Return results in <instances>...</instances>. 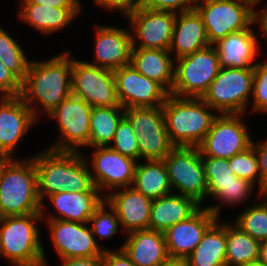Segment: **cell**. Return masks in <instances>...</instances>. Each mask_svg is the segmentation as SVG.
I'll return each instance as SVG.
<instances>
[{
    "label": "cell",
    "instance_id": "cell-29",
    "mask_svg": "<svg viewBox=\"0 0 267 266\" xmlns=\"http://www.w3.org/2000/svg\"><path fill=\"white\" fill-rule=\"evenodd\" d=\"M187 260L190 266H227L226 223L217 219L206 230Z\"/></svg>",
    "mask_w": 267,
    "mask_h": 266
},
{
    "label": "cell",
    "instance_id": "cell-41",
    "mask_svg": "<svg viewBox=\"0 0 267 266\" xmlns=\"http://www.w3.org/2000/svg\"><path fill=\"white\" fill-rule=\"evenodd\" d=\"M197 0H143L138 6L148 10H162L173 13L195 9Z\"/></svg>",
    "mask_w": 267,
    "mask_h": 266
},
{
    "label": "cell",
    "instance_id": "cell-30",
    "mask_svg": "<svg viewBox=\"0 0 267 266\" xmlns=\"http://www.w3.org/2000/svg\"><path fill=\"white\" fill-rule=\"evenodd\" d=\"M138 192L151 200L171 194L172 188L163 160L137 162L133 185Z\"/></svg>",
    "mask_w": 267,
    "mask_h": 266
},
{
    "label": "cell",
    "instance_id": "cell-32",
    "mask_svg": "<svg viewBox=\"0 0 267 266\" xmlns=\"http://www.w3.org/2000/svg\"><path fill=\"white\" fill-rule=\"evenodd\" d=\"M124 114L122 106L92 107L89 148L110 146Z\"/></svg>",
    "mask_w": 267,
    "mask_h": 266
},
{
    "label": "cell",
    "instance_id": "cell-53",
    "mask_svg": "<svg viewBox=\"0 0 267 266\" xmlns=\"http://www.w3.org/2000/svg\"><path fill=\"white\" fill-rule=\"evenodd\" d=\"M2 167H3V157L0 156V173H1Z\"/></svg>",
    "mask_w": 267,
    "mask_h": 266
},
{
    "label": "cell",
    "instance_id": "cell-33",
    "mask_svg": "<svg viewBox=\"0 0 267 266\" xmlns=\"http://www.w3.org/2000/svg\"><path fill=\"white\" fill-rule=\"evenodd\" d=\"M259 201L240 213L234 224L250 237L259 242L267 241V194Z\"/></svg>",
    "mask_w": 267,
    "mask_h": 266
},
{
    "label": "cell",
    "instance_id": "cell-12",
    "mask_svg": "<svg viewBox=\"0 0 267 266\" xmlns=\"http://www.w3.org/2000/svg\"><path fill=\"white\" fill-rule=\"evenodd\" d=\"M92 107L82 98L70 95L47 116L57 120L61 139L48 147L57 151H78L89 147Z\"/></svg>",
    "mask_w": 267,
    "mask_h": 266
},
{
    "label": "cell",
    "instance_id": "cell-17",
    "mask_svg": "<svg viewBox=\"0 0 267 266\" xmlns=\"http://www.w3.org/2000/svg\"><path fill=\"white\" fill-rule=\"evenodd\" d=\"M47 220L51 239L59 258L103 256L106 248L100 247L88 223Z\"/></svg>",
    "mask_w": 267,
    "mask_h": 266
},
{
    "label": "cell",
    "instance_id": "cell-10",
    "mask_svg": "<svg viewBox=\"0 0 267 266\" xmlns=\"http://www.w3.org/2000/svg\"><path fill=\"white\" fill-rule=\"evenodd\" d=\"M163 161L172 190L202 204L207 197V181L199 148L174 147Z\"/></svg>",
    "mask_w": 267,
    "mask_h": 266
},
{
    "label": "cell",
    "instance_id": "cell-27",
    "mask_svg": "<svg viewBox=\"0 0 267 266\" xmlns=\"http://www.w3.org/2000/svg\"><path fill=\"white\" fill-rule=\"evenodd\" d=\"M169 54L172 53L164 49L132 48L130 64L170 94L174 84L175 60Z\"/></svg>",
    "mask_w": 267,
    "mask_h": 266
},
{
    "label": "cell",
    "instance_id": "cell-20",
    "mask_svg": "<svg viewBox=\"0 0 267 266\" xmlns=\"http://www.w3.org/2000/svg\"><path fill=\"white\" fill-rule=\"evenodd\" d=\"M94 66L116 70L130 64L132 32L112 26H95Z\"/></svg>",
    "mask_w": 267,
    "mask_h": 266
},
{
    "label": "cell",
    "instance_id": "cell-5",
    "mask_svg": "<svg viewBox=\"0 0 267 266\" xmlns=\"http://www.w3.org/2000/svg\"><path fill=\"white\" fill-rule=\"evenodd\" d=\"M42 213L0 218V256L14 266H48L37 221Z\"/></svg>",
    "mask_w": 267,
    "mask_h": 266
},
{
    "label": "cell",
    "instance_id": "cell-46",
    "mask_svg": "<svg viewBox=\"0 0 267 266\" xmlns=\"http://www.w3.org/2000/svg\"><path fill=\"white\" fill-rule=\"evenodd\" d=\"M20 3H35L56 8H81L79 0H20Z\"/></svg>",
    "mask_w": 267,
    "mask_h": 266
},
{
    "label": "cell",
    "instance_id": "cell-8",
    "mask_svg": "<svg viewBox=\"0 0 267 266\" xmlns=\"http://www.w3.org/2000/svg\"><path fill=\"white\" fill-rule=\"evenodd\" d=\"M195 9L202 17L210 45L254 24V9L241 0H197Z\"/></svg>",
    "mask_w": 267,
    "mask_h": 266
},
{
    "label": "cell",
    "instance_id": "cell-40",
    "mask_svg": "<svg viewBox=\"0 0 267 266\" xmlns=\"http://www.w3.org/2000/svg\"><path fill=\"white\" fill-rule=\"evenodd\" d=\"M252 111L267 112V59L254 66Z\"/></svg>",
    "mask_w": 267,
    "mask_h": 266
},
{
    "label": "cell",
    "instance_id": "cell-22",
    "mask_svg": "<svg viewBox=\"0 0 267 266\" xmlns=\"http://www.w3.org/2000/svg\"><path fill=\"white\" fill-rule=\"evenodd\" d=\"M120 249L135 266H162L169 258L164 233L150 229L128 233Z\"/></svg>",
    "mask_w": 267,
    "mask_h": 266
},
{
    "label": "cell",
    "instance_id": "cell-14",
    "mask_svg": "<svg viewBox=\"0 0 267 266\" xmlns=\"http://www.w3.org/2000/svg\"><path fill=\"white\" fill-rule=\"evenodd\" d=\"M126 17L131 31L134 30L133 48L169 50L176 13L143 9L137 5ZM136 40H140L139 45Z\"/></svg>",
    "mask_w": 267,
    "mask_h": 266
},
{
    "label": "cell",
    "instance_id": "cell-50",
    "mask_svg": "<svg viewBox=\"0 0 267 266\" xmlns=\"http://www.w3.org/2000/svg\"><path fill=\"white\" fill-rule=\"evenodd\" d=\"M162 266H190L187 258H168Z\"/></svg>",
    "mask_w": 267,
    "mask_h": 266
},
{
    "label": "cell",
    "instance_id": "cell-4",
    "mask_svg": "<svg viewBox=\"0 0 267 266\" xmlns=\"http://www.w3.org/2000/svg\"><path fill=\"white\" fill-rule=\"evenodd\" d=\"M162 109L170 141L175 147H198L218 115L213 114L210 110L214 109L201 98L171 94Z\"/></svg>",
    "mask_w": 267,
    "mask_h": 266
},
{
    "label": "cell",
    "instance_id": "cell-28",
    "mask_svg": "<svg viewBox=\"0 0 267 266\" xmlns=\"http://www.w3.org/2000/svg\"><path fill=\"white\" fill-rule=\"evenodd\" d=\"M19 18L44 35L66 28L79 15L81 8H56L35 3H21Z\"/></svg>",
    "mask_w": 267,
    "mask_h": 266
},
{
    "label": "cell",
    "instance_id": "cell-23",
    "mask_svg": "<svg viewBox=\"0 0 267 266\" xmlns=\"http://www.w3.org/2000/svg\"><path fill=\"white\" fill-rule=\"evenodd\" d=\"M257 35L249 27L246 30L230 33L214 44L221 68H250L259 54Z\"/></svg>",
    "mask_w": 267,
    "mask_h": 266
},
{
    "label": "cell",
    "instance_id": "cell-47",
    "mask_svg": "<svg viewBox=\"0 0 267 266\" xmlns=\"http://www.w3.org/2000/svg\"><path fill=\"white\" fill-rule=\"evenodd\" d=\"M60 266H102V256H90L81 258H62Z\"/></svg>",
    "mask_w": 267,
    "mask_h": 266
},
{
    "label": "cell",
    "instance_id": "cell-51",
    "mask_svg": "<svg viewBox=\"0 0 267 266\" xmlns=\"http://www.w3.org/2000/svg\"><path fill=\"white\" fill-rule=\"evenodd\" d=\"M241 1L248 3L252 8H254L262 0H241Z\"/></svg>",
    "mask_w": 267,
    "mask_h": 266
},
{
    "label": "cell",
    "instance_id": "cell-35",
    "mask_svg": "<svg viewBox=\"0 0 267 266\" xmlns=\"http://www.w3.org/2000/svg\"><path fill=\"white\" fill-rule=\"evenodd\" d=\"M207 181V196H214L221 186L229 185L237 178L231 170L228 159L201 156Z\"/></svg>",
    "mask_w": 267,
    "mask_h": 266
},
{
    "label": "cell",
    "instance_id": "cell-6",
    "mask_svg": "<svg viewBox=\"0 0 267 266\" xmlns=\"http://www.w3.org/2000/svg\"><path fill=\"white\" fill-rule=\"evenodd\" d=\"M175 60L170 94L177 97L201 98L221 69L214 45Z\"/></svg>",
    "mask_w": 267,
    "mask_h": 266
},
{
    "label": "cell",
    "instance_id": "cell-3",
    "mask_svg": "<svg viewBox=\"0 0 267 266\" xmlns=\"http://www.w3.org/2000/svg\"><path fill=\"white\" fill-rule=\"evenodd\" d=\"M33 157L21 161L3 157L0 173V218L41 213Z\"/></svg>",
    "mask_w": 267,
    "mask_h": 266
},
{
    "label": "cell",
    "instance_id": "cell-26",
    "mask_svg": "<svg viewBox=\"0 0 267 266\" xmlns=\"http://www.w3.org/2000/svg\"><path fill=\"white\" fill-rule=\"evenodd\" d=\"M195 199L179 194H169L154 199L151 205L149 229L165 232L170 226L195 214L202 206Z\"/></svg>",
    "mask_w": 267,
    "mask_h": 266
},
{
    "label": "cell",
    "instance_id": "cell-34",
    "mask_svg": "<svg viewBox=\"0 0 267 266\" xmlns=\"http://www.w3.org/2000/svg\"><path fill=\"white\" fill-rule=\"evenodd\" d=\"M22 49L15 39L0 27V61L21 82L24 81L30 64Z\"/></svg>",
    "mask_w": 267,
    "mask_h": 266
},
{
    "label": "cell",
    "instance_id": "cell-37",
    "mask_svg": "<svg viewBox=\"0 0 267 266\" xmlns=\"http://www.w3.org/2000/svg\"><path fill=\"white\" fill-rule=\"evenodd\" d=\"M138 135L133 130L130 122L123 117L119 122L114 138L110 144L113 150L123 156L139 160Z\"/></svg>",
    "mask_w": 267,
    "mask_h": 266
},
{
    "label": "cell",
    "instance_id": "cell-25",
    "mask_svg": "<svg viewBox=\"0 0 267 266\" xmlns=\"http://www.w3.org/2000/svg\"><path fill=\"white\" fill-rule=\"evenodd\" d=\"M100 193V194H99ZM101 192H71L62 191L48 196V200L52 203L57 214L50 216H43L42 219H58L78 223H88L89 218L93 215L94 211L105 200Z\"/></svg>",
    "mask_w": 267,
    "mask_h": 266
},
{
    "label": "cell",
    "instance_id": "cell-44",
    "mask_svg": "<svg viewBox=\"0 0 267 266\" xmlns=\"http://www.w3.org/2000/svg\"><path fill=\"white\" fill-rule=\"evenodd\" d=\"M102 266H135L122 249L117 251L104 250Z\"/></svg>",
    "mask_w": 267,
    "mask_h": 266
},
{
    "label": "cell",
    "instance_id": "cell-18",
    "mask_svg": "<svg viewBox=\"0 0 267 266\" xmlns=\"http://www.w3.org/2000/svg\"><path fill=\"white\" fill-rule=\"evenodd\" d=\"M220 215V206L201 207L185 221L170 226L165 232L166 247L170 258H188L206 230Z\"/></svg>",
    "mask_w": 267,
    "mask_h": 266
},
{
    "label": "cell",
    "instance_id": "cell-2",
    "mask_svg": "<svg viewBox=\"0 0 267 266\" xmlns=\"http://www.w3.org/2000/svg\"><path fill=\"white\" fill-rule=\"evenodd\" d=\"M72 58L65 51L43 62L30 60L20 96L37 120L39 116L34 105L41 106L48 115L72 94Z\"/></svg>",
    "mask_w": 267,
    "mask_h": 266
},
{
    "label": "cell",
    "instance_id": "cell-39",
    "mask_svg": "<svg viewBox=\"0 0 267 266\" xmlns=\"http://www.w3.org/2000/svg\"><path fill=\"white\" fill-rule=\"evenodd\" d=\"M254 186L248 180L237 177L233 183L221 186V189L213 197L226 205H238V203L240 205L242 201H246L248 197L250 198Z\"/></svg>",
    "mask_w": 267,
    "mask_h": 266
},
{
    "label": "cell",
    "instance_id": "cell-24",
    "mask_svg": "<svg viewBox=\"0 0 267 266\" xmlns=\"http://www.w3.org/2000/svg\"><path fill=\"white\" fill-rule=\"evenodd\" d=\"M210 45L202 17L196 9L176 14L170 52L175 58L188 56Z\"/></svg>",
    "mask_w": 267,
    "mask_h": 266
},
{
    "label": "cell",
    "instance_id": "cell-16",
    "mask_svg": "<svg viewBox=\"0 0 267 266\" xmlns=\"http://www.w3.org/2000/svg\"><path fill=\"white\" fill-rule=\"evenodd\" d=\"M94 149L90 163L91 177L103 196L105 190L116 191L118 188L133 185L136 160L123 156L109 146H98Z\"/></svg>",
    "mask_w": 267,
    "mask_h": 266
},
{
    "label": "cell",
    "instance_id": "cell-31",
    "mask_svg": "<svg viewBox=\"0 0 267 266\" xmlns=\"http://www.w3.org/2000/svg\"><path fill=\"white\" fill-rule=\"evenodd\" d=\"M260 242L250 237L234 223L226 224V265L249 266L259 258Z\"/></svg>",
    "mask_w": 267,
    "mask_h": 266
},
{
    "label": "cell",
    "instance_id": "cell-54",
    "mask_svg": "<svg viewBox=\"0 0 267 266\" xmlns=\"http://www.w3.org/2000/svg\"><path fill=\"white\" fill-rule=\"evenodd\" d=\"M249 266H263V265H260V264L256 263V264H251Z\"/></svg>",
    "mask_w": 267,
    "mask_h": 266
},
{
    "label": "cell",
    "instance_id": "cell-45",
    "mask_svg": "<svg viewBox=\"0 0 267 266\" xmlns=\"http://www.w3.org/2000/svg\"><path fill=\"white\" fill-rule=\"evenodd\" d=\"M96 5H101L107 9L119 10L126 16L136 8V5L131 0H94Z\"/></svg>",
    "mask_w": 267,
    "mask_h": 266
},
{
    "label": "cell",
    "instance_id": "cell-7",
    "mask_svg": "<svg viewBox=\"0 0 267 266\" xmlns=\"http://www.w3.org/2000/svg\"><path fill=\"white\" fill-rule=\"evenodd\" d=\"M254 67L221 68L201 99L220 114H244L253 89Z\"/></svg>",
    "mask_w": 267,
    "mask_h": 266
},
{
    "label": "cell",
    "instance_id": "cell-1",
    "mask_svg": "<svg viewBox=\"0 0 267 266\" xmlns=\"http://www.w3.org/2000/svg\"><path fill=\"white\" fill-rule=\"evenodd\" d=\"M37 173V192L43 200L54 193L100 192L94 185L87 158L80 151L47 149L33 156ZM89 168V169H88Z\"/></svg>",
    "mask_w": 267,
    "mask_h": 266
},
{
    "label": "cell",
    "instance_id": "cell-49",
    "mask_svg": "<svg viewBox=\"0 0 267 266\" xmlns=\"http://www.w3.org/2000/svg\"><path fill=\"white\" fill-rule=\"evenodd\" d=\"M258 264L267 266V241L260 242Z\"/></svg>",
    "mask_w": 267,
    "mask_h": 266
},
{
    "label": "cell",
    "instance_id": "cell-21",
    "mask_svg": "<svg viewBox=\"0 0 267 266\" xmlns=\"http://www.w3.org/2000/svg\"><path fill=\"white\" fill-rule=\"evenodd\" d=\"M119 189L121 190L117 192L114 190L111 194L105 193V200L116 211L123 229L128 233L149 229L153 200L145 197L132 186Z\"/></svg>",
    "mask_w": 267,
    "mask_h": 266
},
{
    "label": "cell",
    "instance_id": "cell-13",
    "mask_svg": "<svg viewBox=\"0 0 267 266\" xmlns=\"http://www.w3.org/2000/svg\"><path fill=\"white\" fill-rule=\"evenodd\" d=\"M243 114H218L198 146L201 156L230 159L248 149L253 142L242 122Z\"/></svg>",
    "mask_w": 267,
    "mask_h": 266
},
{
    "label": "cell",
    "instance_id": "cell-9",
    "mask_svg": "<svg viewBox=\"0 0 267 266\" xmlns=\"http://www.w3.org/2000/svg\"><path fill=\"white\" fill-rule=\"evenodd\" d=\"M124 117L138 135L139 160H163L175 147L167 132L162 106L126 108Z\"/></svg>",
    "mask_w": 267,
    "mask_h": 266
},
{
    "label": "cell",
    "instance_id": "cell-48",
    "mask_svg": "<svg viewBox=\"0 0 267 266\" xmlns=\"http://www.w3.org/2000/svg\"><path fill=\"white\" fill-rule=\"evenodd\" d=\"M254 23L259 24L263 30V35L267 38V5L264 7L263 11H258L254 8Z\"/></svg>",
    "mask_w": 267,
    "mask_h": 266
},
{
    "label": "cell",
    "instance_id": "cell-11",
    "mask_svg": "<svg viewBox=\"0 0 267 266\" xmlns=\"http://www.w3.org/2000/svg\"><path fill=\"white\" fill-rule=\"evenodd\" d=\"M71 93L91 107L121 106L113 70L72 59Z\"/></svg>",
    "mask_w": 267,
    "mask_h": 266
},
{
    "label": "cell",
    "instance_id": "cell-42",
    "mask_svg": "<svg viewBox=\"0 0 267 266\" xmlns=\"http://www.w3.org/2000/svg\"><path fill=\"white\" fill-rule=\"evenodd\" d=\"M22 82L0 61V94L2 96H19Z\"/></svg>",
    "mask_w": 267,
    "mask_h": 266
},
{
    "label": "cell",
    "instance_id": "cell-43",
    "mask_svg": "<svg viewBox=\"0 0 267 266\" xmlns=\"http://www.w3.org/2000/svg\"><path fill=\"white\" fill-rule=\"evenodd\" d=\"M258 157L259 172L261 175V193L267 194V140L252 142Z\"/></svg>",
    "mask_w": 267,
    "mask_h": 266
},
{
    "label": "cell",
    "instance_id": "cell-36",
    "mask_svg": "<svg viewBox=\"0 0 267 266\" xmlns=\"http://www.w3.org/2000/svg\"><path fill=\"white\" fill-rule=\"evenodd\" d=\"M231 170L239 178L248 180L249 182L256 185L258 180V192L260 197L263 196L261 193V175L258 166V157L255 148L251 145L245 151L232 156L228 159Z\"/></svg>",
    "mask_w": 267,
    "mask_h": 266
},
{
    "label": "cell",
    "instance_id": "cell-38",
    "mask_svg": "<svg viewBox=\"0 0 267 266\" xmlns=\"http://www.w3.org/2000/svg\"><path fill=\"white\" fill-rule=\"evenodd\" d=\"M106 207H109L110 212ZM89 223L93 224L91 227L93 235L96 233L100 239H109L119 231L120 221L116 211L104 200L89 218Z\"/></svg>",
    "mask_w": 267,
    "mask_h": 266
},
{
    "label": "cell",
    "instance_id": "cell-52",
    "mask_svg": "<svg viewBox=\"0 0 267 266\" xmlns=\"http://www.w3.org/2000/svg\"><path fill=\"white\" fill-rule=\"evenodd\" d=\"M136 6L139 5L143 0H131Z\"/></svg>",
    "mask_w": 267,
    "mask_h": 266
},
{
    "label": "cell",
    "instance_id": "cell-15",
    "mask_svg": "<svg viewBox=\"0 0 267 266\" xmlns=\"http://www.w3.org/2000/svg\"><path fill=\"white\" fill-rule=\"evenodd\" d=\"M113 73L117 98L124 109L162 106L169 95L159 83L139 73L131 64Z\"/></svg>",
    "mask_w": 267,
    "mask_h": 266
},
{
    "label": "cell",
    "instance_id": "cell-19",
    "mask_svg": "<svg viewBox=\"0 0 267 266\" xmlns=\"http://www.w3.org/2000/svg\"><path fill=\"white\" fill-rule=\"evenodd\" d=\"M2 98V99H1ZM0 98V156L14 158L12 154L26 132L38 120L21 96Z\"/></svg>",
    "mask_w": 267,
    "mask_h": 266
}]
</instances>
